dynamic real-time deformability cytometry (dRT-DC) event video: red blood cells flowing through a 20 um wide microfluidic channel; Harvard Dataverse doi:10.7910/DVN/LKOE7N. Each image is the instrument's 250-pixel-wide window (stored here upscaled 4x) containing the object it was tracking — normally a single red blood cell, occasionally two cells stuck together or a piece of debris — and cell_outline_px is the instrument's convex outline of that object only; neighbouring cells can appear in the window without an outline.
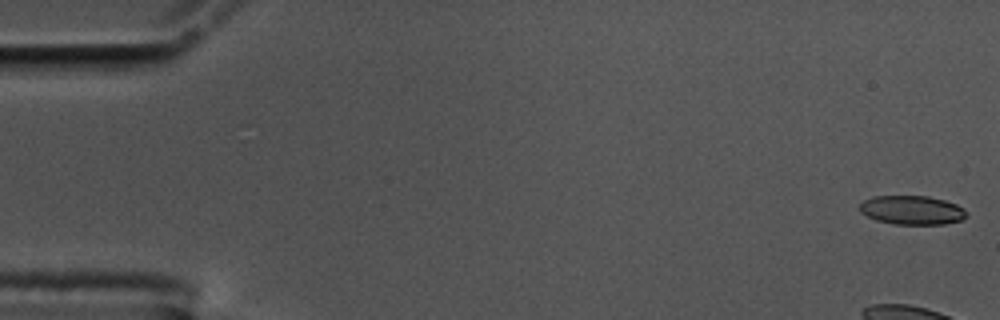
{"species": "common noctule bat (a hibernating species)", "species_latin": "Nyctalus noctula", "temperature_condition": "cold", "stored_images_in_passage": 11, "camera_frame_rate_fps": 3000, "um_per_image_px": 0.085, "animal": {"sex": "male", "body_mass_g": 17.5, "forearm_length_mm": 52.3}, "frame": {"image": 1, "passage_image": 1, "time_ms": 0.0, "image_size_px": [1000, 320], "cell_outline_px": [[968, 216], [960, 220], [944, 224], [896, 224], [876, 220], [860, 212], [860, 204], [864, 200], [872, 196], [928, 196], [944, 200], [956, 204], [964, 208], [968, 212]], "centroid_in_image_um": [77.54, 17.85], "position_along_channel_um": 7.5, "area_um2": 18.03}}